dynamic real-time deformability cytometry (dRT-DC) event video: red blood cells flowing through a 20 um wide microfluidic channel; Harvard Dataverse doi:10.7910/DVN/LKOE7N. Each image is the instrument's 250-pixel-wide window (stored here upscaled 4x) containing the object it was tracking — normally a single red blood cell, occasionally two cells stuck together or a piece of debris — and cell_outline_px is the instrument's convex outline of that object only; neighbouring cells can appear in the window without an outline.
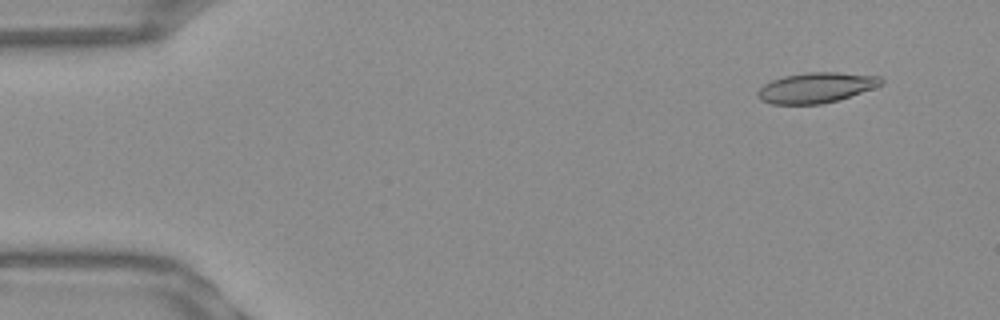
{"species": "Egyptian fruit bat (a non-hibernating species)", "species_latin": "Rousettus aegyptiacus", "temperature_condition": "warm", "stored_images_in_passage": 52, "camera_frame_rate_fps": 3000, "um_per_image_px": 0.085, "frame": {"image": 1, "passage_image": 5, "time_ms": 1.333, "image_size_px": [1000, 320], "cell_outline_px": [[884, 84], [836, 100], [820, 104], [772, 104], [760, 100], [756, 96], [756, 92], [764, 84], [772, 80], [784, 76], [808, 72], [836, 72], [880, 76], [884, 80]], "centroid_in_image_um": [69.34, 7.44], "position_along_channel_um": 15.7, "area_um2": 21.68}}
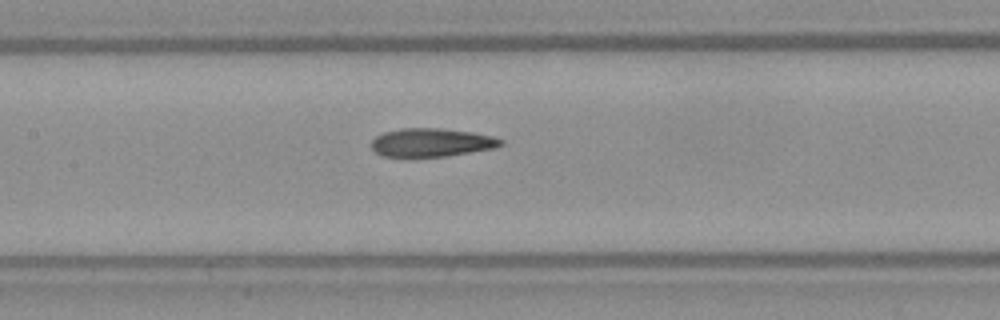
{"frame": {"image": 2, "passage_image": 25, "time_ms": 8.0, "image_size_px": [1000, 320], "cell_outline_px": [[504, 144], [496, 148], [444, 156], [404, 160], [380, 156], [372, 148], [372, 140], [376, 136], [384, 132], [400, 128], [440, 128], [472, 132], [492, 136], [504, 140]], "centroid_in_image_um": [36.61, 12.15], "position_along_channel_um": 170.8, "area_um2": 22.25}}
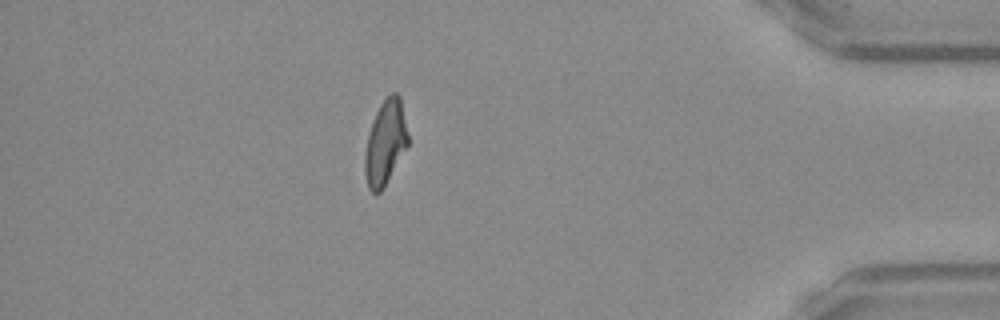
{"frame": {"image": 3, "passage_image": 46, "time_ms": 15.0, "image_size_px": [1000, 320], "cell_outline_px": [[408, 144], [384, 188], [380, 192], [372, 192], [368, 188], [364, 172], [364, 152], [372, 120], [380, 104], [392, 92], [396, 92], [400, 96], [408, 132]], "centroid_in_image_um": [32.74, 12.13], "position_along_channel_um": 402.5, "area_um2": 21.27}, "authors_computed_cell_mechanics": {"area_um2": 21.7617, "velocity_mm_per_s": 3.916, "shape_relaxation_time_tau1_ms": 8.0859, "shape_relaxation_time_tau2_ms": 1.9308, "deformation_change_tau1": 0.2511, "deformation_change_tau2": 0.1147}}